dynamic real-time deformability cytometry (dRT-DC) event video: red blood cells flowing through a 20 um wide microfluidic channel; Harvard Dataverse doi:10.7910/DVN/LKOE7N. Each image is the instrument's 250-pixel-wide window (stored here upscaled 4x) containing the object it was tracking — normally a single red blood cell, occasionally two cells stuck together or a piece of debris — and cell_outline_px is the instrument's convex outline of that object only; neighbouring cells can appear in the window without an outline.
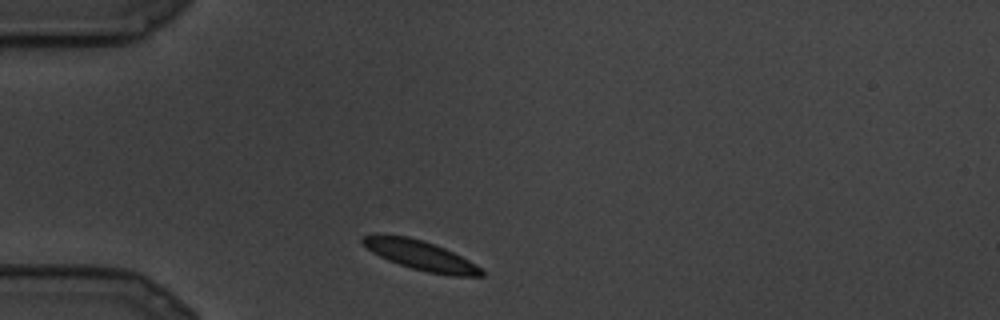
{"species": "common noctule bat (a hibernating species)", "species_latin": "Nyctalus noctula", "temperature_condition": "cold", "stored_images_in_passage": 4, "camera_frame_rate_fps": 3000, "um_per_image_px": 0.085, "animal": {"sex": "male", "body_mass_g": 19.5, "forearm_length_mm": 54.6}, "frame": {"image": 1, "passage_image": 1, "time_ms": 0.0, "image_size_px": [1000, 320], "cell_outline_px": [[484, 276], [452, 276], [428, 272], [412, 268], [388, 260], [372, 252], [360, 240], [360, 236], [372, 232], [384, 232], [408, 236], [424, 240], [444, 248], [476, 264], [484, 272]], "centroid_in_image_um": [35.66, 21.65], "position_along_channel_um": 49.3, "area_um2": 20.81}}
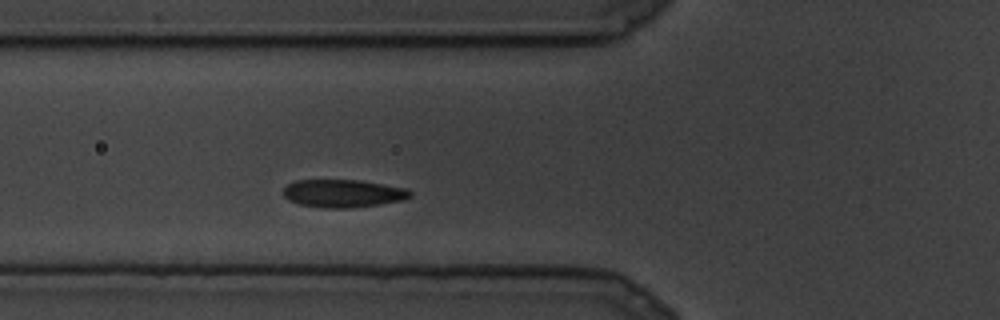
{"frame": {"image": 2, "passage_image": 4, "time_ms": 1.0, "image_size_px": [1000, 320], "cell_outline_px": [[412, 196], [404, 200], [380, 204], [348, 208], [324, 208], [300, 204], [288, 200], [284, 196], [284, 188], [288, 184], [296, 180], [360, 180], [408, 188], [412, 192]], "centroid_in_image_um": [29.2, 16.44], "position_along_channel_um": 96.6, "area_um2": 20.69}}